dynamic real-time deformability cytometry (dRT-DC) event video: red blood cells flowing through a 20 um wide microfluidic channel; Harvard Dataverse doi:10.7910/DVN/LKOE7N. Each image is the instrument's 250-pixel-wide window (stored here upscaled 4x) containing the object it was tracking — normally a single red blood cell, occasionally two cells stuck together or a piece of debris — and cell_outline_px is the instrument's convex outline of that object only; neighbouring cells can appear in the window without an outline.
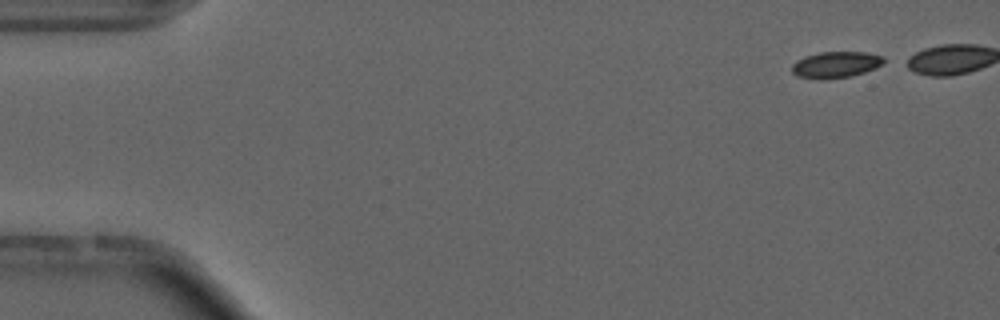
{"species": "common noctule bat (a hibernating species)", "species_latin": "Nyctalus noctula", "temperature_condition": "cold", "stored_images_in_passage": 21, "camera_frame_rate_fps": 3000, "um_per_image_px": 0.085, "animal": {"sex": "male", "forearm_length_mm": 52.5}, "frame": {"image": 1, "passage_image": 1, "time_ms": 0.0, "image_size_px": [1000, 320], "cell_outline_px": [[884, 60], [876, 68], [852, 76], [820, 80], [796, 76], [792, 72], [792, 64], [796, 60], [804, 56], [820, 52], [864, 52], [884, 56]], "centroid_in_image_um": [71.0, 5.5], "position_along_channel_um": 14.0, "area_um2": 14.16}}